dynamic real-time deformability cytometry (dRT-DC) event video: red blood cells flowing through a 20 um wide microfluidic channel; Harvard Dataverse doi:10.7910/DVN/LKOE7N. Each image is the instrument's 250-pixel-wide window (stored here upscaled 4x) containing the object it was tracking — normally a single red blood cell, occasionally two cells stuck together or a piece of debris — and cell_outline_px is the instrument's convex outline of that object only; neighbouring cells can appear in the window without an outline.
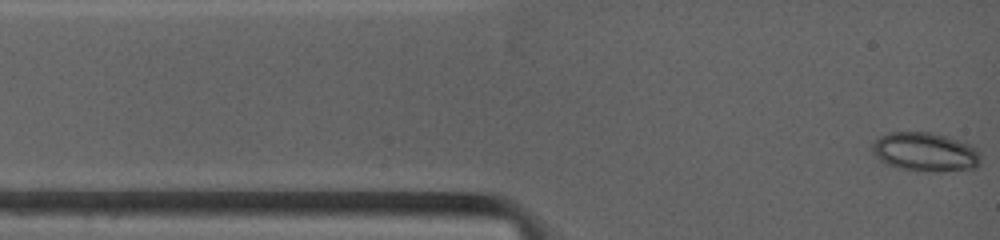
{"species": "common noctule bat (a hibernating species)", "species_latin": "Nyctalus noctula", "temperature_condition": "warm", "stored_images_in_passage": 71, "camera_frame_rate_fps": 4500, "um_per_image_px": 0.085, "animal": {"sex": "female", "body_mass_g": 19.0, "forearm_length_mm": 53.3}, "frame": {"image": 1, "passage_image": 1, "time_ms": 0.0, "image_size_px": [1000, 240], "cell_outline_px": [[980, 156], [976, 168], [932, 172], [928, 172], [900, 168], [888, 164], [880, 160], [876, 156], [872, 148], [872, 144], [880, 136], [888, 132], [932, 132], [948, 136], [972, 144], [980, 152]], "centroid_in_image_um": [78.67, 12.9], "position_along_channel_um": 6.3, "area_um2": 24.68}}
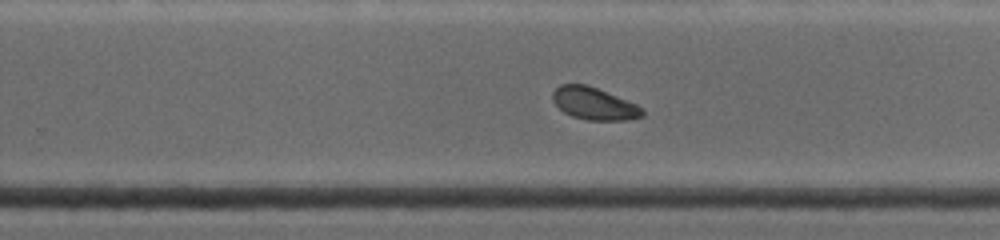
{"frame": {"image": 2, "passage_image": 38, "time_ms": 8.222, "image_size_px": [1000, 240], "cell_outline_px": [[644, 116], [628, 120], [588, 120], [572, 116], [564, 112], [552, 100], [552, 92], [560, 84], [588, 84], [636, 104], [644, 112]], "centroid_in_image_um": [50.48, 8.8], "position_along_channel_um": 279.3, "area_um2": 16.82}}
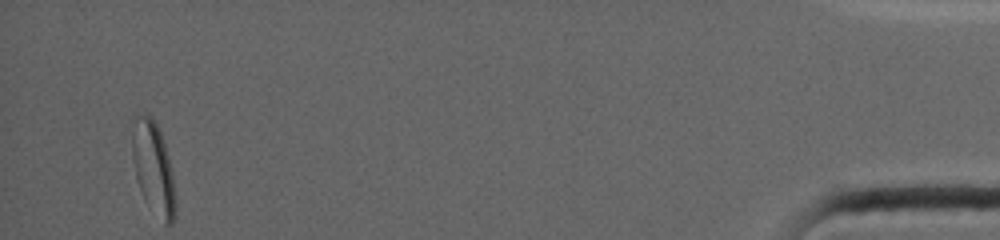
{"frame": {"image": 3, "passage_image": 71, "time_ms": 15.111, "image_size_px": [1000, 240], "cell_outline_px": [[176, 212], [172, 224], [164, 224], [144, 200], [140, 192], [136, 176], [132, 156], [132, 132], [136, 116], [152, 116], [160, 132], [168, 156], [172, 172], [176, 200]], "centroid_in_image_um": [13.04, 14.36], "position_along_channel_um": 422.2, "area_um2": 23.06}, "authors_computed_cell_mechanics": {"area_um2": 18.6694, "velocity_mm_per_s": 3.8933, "shape_relaxation_time_tau1_ms": 3.3191, "shape_relaxation_time_tau2_ms": null, "deformation_change_tau1": 0.056, "deformation_change_tau2": null}}